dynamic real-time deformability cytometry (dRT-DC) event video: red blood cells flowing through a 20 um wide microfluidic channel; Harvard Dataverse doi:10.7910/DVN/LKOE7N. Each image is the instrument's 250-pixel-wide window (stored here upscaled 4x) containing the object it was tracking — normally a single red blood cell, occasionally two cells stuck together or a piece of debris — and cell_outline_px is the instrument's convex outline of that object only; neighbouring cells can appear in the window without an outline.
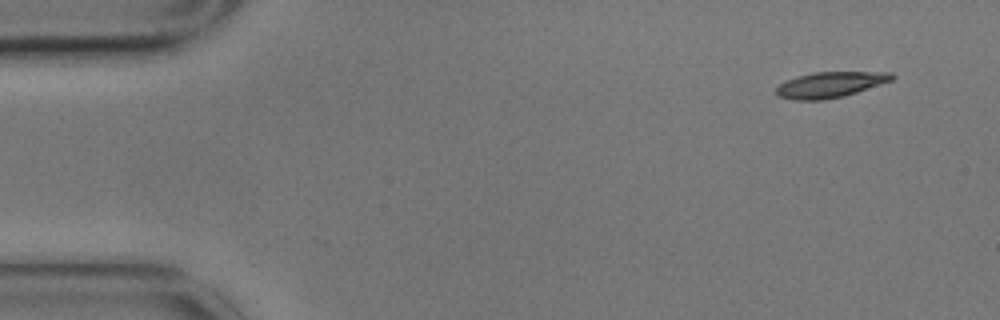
{"species": "common noctule bat (a hibernating species)", "species_latin": "Nyctalus noctula", "temperature_condition": "cold", "stored_images_in_passage": 5, "camera_frame_rate_fps": 3000, "um_per_image_px": 0.085, "animal": {"sex": "male", "body_mass_g": 17.9}, "frame": {"image": 1, "passage_image": 1, "time_ms": 0.0, "image_size_px": [1000, 320], "cell_outline_px": [[896, 76], [892, 80], [844, 96], [824, 100], [792, 100], [780, 96], [776, 92], [776, 88], [780, 84], [796, 76], [812, 72], [892, 72]], "centroid_in_image_um": [70.57, 7.19], "position_along_channel_um": 14.4, "area_um2": 17.22}}
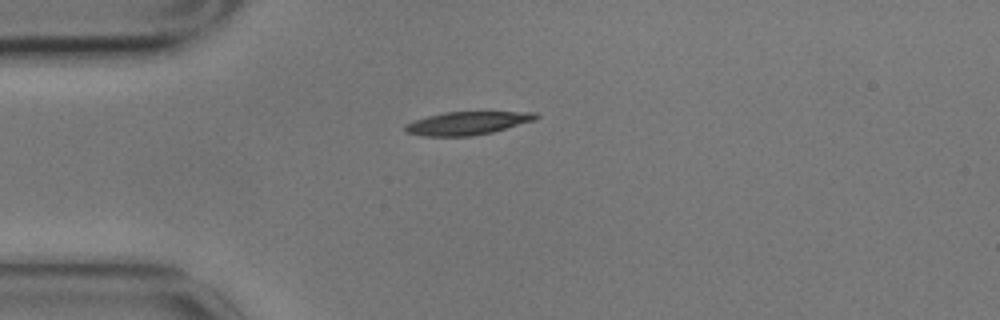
{"frame": {"image": 2, "passage_image": 4, "time_ms": 1.0, "image_size_px": [1000, 320], "cell_outline_px": [[540, 116], [536, 120], [492, 132], [472, 136], [424, 136], [404, 132], [404, 124], [428, 116], [444, 112], [536, 112]], "centroid_in_image_um": [39.72, 10.47], "position_along_channel_um": 45.3, "area_um2": 17.63}}
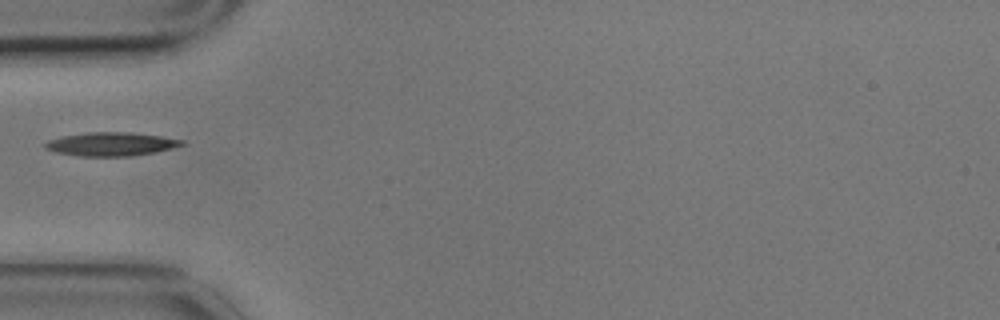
{"frame": {"image": 3, "passage_image": 5, "time_ms": 1.333, "image_size_px": [1000, 320], "cell_outline_px": [[188, 144], [156, 152], [132, 156], [76, 156], [56, 152], [44, 148], [44, 144], [48, 140], [60, 136], [88, 132], [132, 132], [160, 136], [184, 140]], "centroid_in_image_um": [9.45, 12.24], "position_along_channel_um": 75.5, "area_um2": 19.02}}